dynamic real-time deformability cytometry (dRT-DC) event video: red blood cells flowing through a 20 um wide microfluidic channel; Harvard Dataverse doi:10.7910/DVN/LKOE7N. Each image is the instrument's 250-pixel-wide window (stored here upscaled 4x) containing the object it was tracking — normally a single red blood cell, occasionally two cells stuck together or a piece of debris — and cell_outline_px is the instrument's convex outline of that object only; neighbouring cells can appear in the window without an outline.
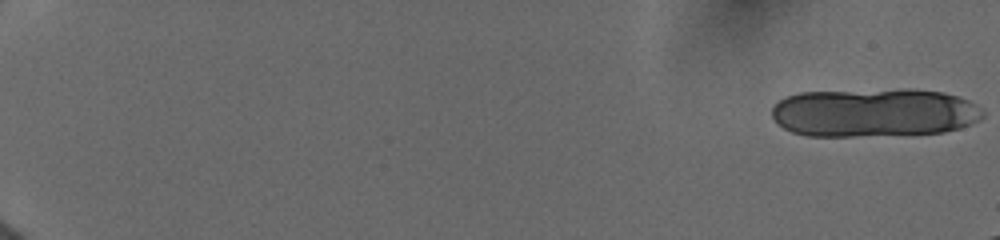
{"species": "human", "species_latin": "Homo sapiens", "temperature_condition": "cold", "stored_images_in_passage": 17, "camera_frame_rate_fps": 3000, "um_per_image_px": 0.085, "donor": {"sex": "female"}, "frame": {"image": 1, "passage_image": 1, "time_ms": 0.0, "image_size_px": [1000, 240], "cell_outline_px": [[984, 116], [980, 120], [960, 128], [944, 132], [852, 136], [804, 136], [792, 132], [776, 124], [772, 116], [772, 108], [784, 96], [800, 92], [904, 88], [916, 88], [944, 92], [960, 96], [976, 104], [984, 112]], "centroid_in_image_um": [74.3, 9.55], "position_along_channel_um": 10.7, "area_um2": 60.63}}